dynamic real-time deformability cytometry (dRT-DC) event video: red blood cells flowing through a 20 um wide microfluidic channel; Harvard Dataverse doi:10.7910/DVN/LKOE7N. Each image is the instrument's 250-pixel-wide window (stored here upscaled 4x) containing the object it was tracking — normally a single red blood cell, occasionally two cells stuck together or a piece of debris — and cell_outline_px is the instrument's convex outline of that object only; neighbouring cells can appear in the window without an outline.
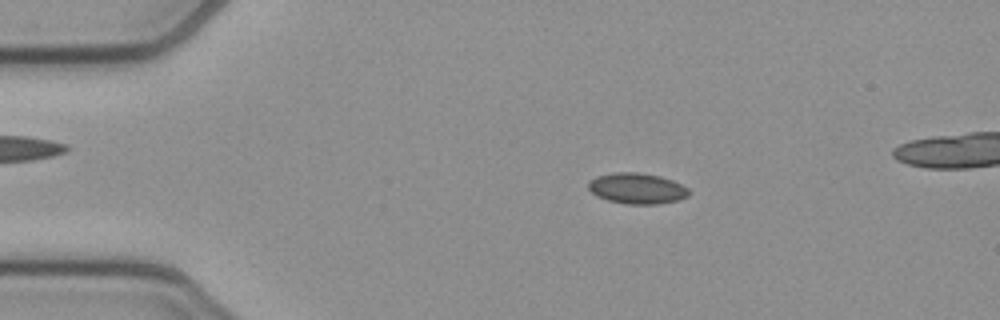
{"species": "common noctule bat (a hibernating species)", "species_latin": "Nyctalus noctula", "temperature_condition": "cold", "stored_images_in_passage": 51, "camera_frame_rate_fps": 3000, "um_per_image_px": 0.085, "animal": {"sex": "female", "body_mass_g": 21.9}, "frame": {"image": 1, "passage_image": 10, "time_ms": 3.0, "image_size_px": [1000, 320], "cell_outline_px": [[688, 196], [676, 200], [660, 204], [628, 204], [608, 200], [596, 196], [588, 188], [588, 180], [596, 176], [616, 172], [636, 172], [660, 176], [672, 180], [688, 188]], "centroid_in_image_um": [54.11, 16.01], "position_along_channel_um": 30.9, "area_um2": 17.98}}
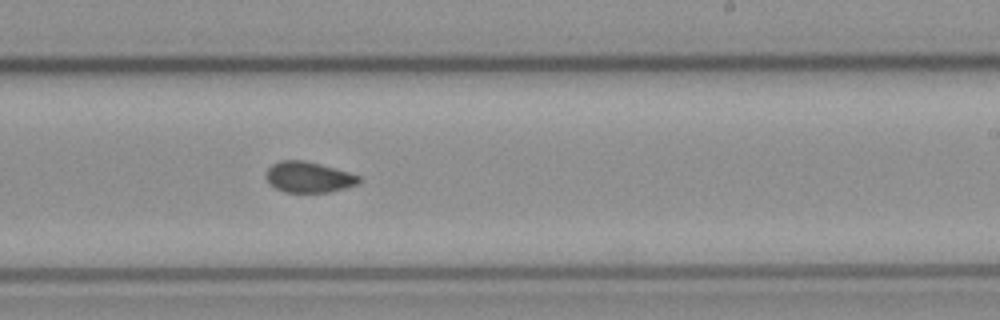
{"frame": {"image": 2, "passage_image": 32, "time_ms": 10.333, "image_size_px": [1000, 320], "cell_outline_px": [[364, 180], [360, 184], [332, 192], [284, 192], [268, 184], [264, 176], [268, 168], [272, 164], [280, 160], [304, 160], [320, 164], [348, 172], [360, 176]], "centroid_in_image_um": [26.24, 15.06], "position_along_channel_um": 262.8, "area_um2": 16.99}}
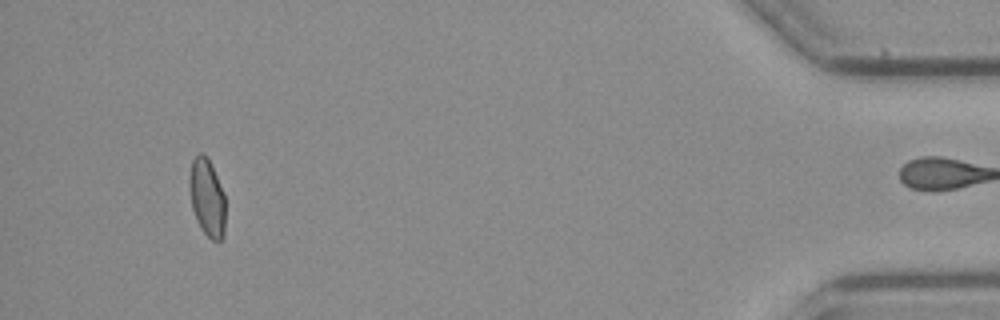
{"frame": {"image": 3, "passage_image": 50, "time_ms": 16.333, "image_size_px": [1000, 320], "cell_outline_px": [[224, 236], [220, 240], [212, 240], [200, 228], [196, 220], [192, 208], [188, 188], [188, 180], [192, 160], [200, 152], [204, 152], [224, 192]], "centroid_in_image_um": [17.57, 16.79], "position_along_channel_um": 417.6, "area_um2": 16.24}, "authors_computed_cell_mechanics": {"area_um2": 17.1666, "velocity_mm_per_s": 3.8287, "shape_relaxation_time_tau1_ms": null, "shape_relaxation_time_tau2_ms": 2.5241, "deformation_change_tau1": null, "deformation_change_tau2": 0.0504}}